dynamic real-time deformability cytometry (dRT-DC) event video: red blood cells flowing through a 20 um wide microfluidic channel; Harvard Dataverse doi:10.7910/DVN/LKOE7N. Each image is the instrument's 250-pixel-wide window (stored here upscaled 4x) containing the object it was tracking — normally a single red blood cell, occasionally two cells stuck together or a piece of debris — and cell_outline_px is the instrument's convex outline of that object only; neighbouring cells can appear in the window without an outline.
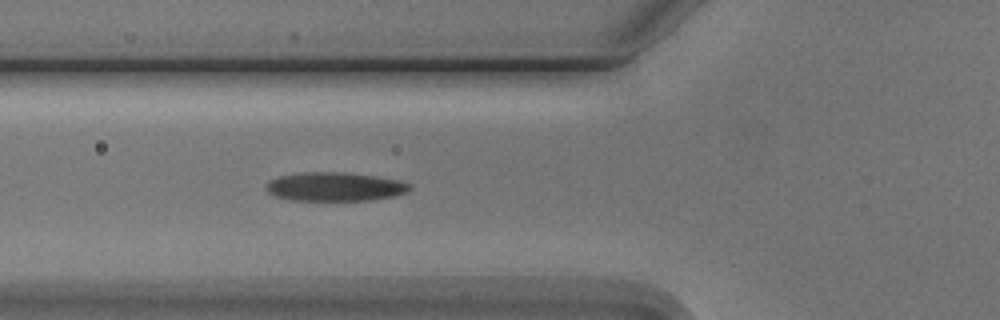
{"species": "Egyptian fruit bat (a non-hibernating species)", "species_latin": "Rousettus aegyptiacus", "temperature_condition": "cold", "stored_images_in_passage": 6, "segment_of_instrument_passage": [1, 2], "camera_frame_rate_fps": 3000, "um_per_image_px": 0.085, "animal": {"sex": "male"}, "frame": {"image": 1, "passage_image": 5, "time_ms": 4.667, "image_size_px": [1000, 320], "cell_outline_px": [[412, 188], [408, 192], [396, 196], [372, 200], [288, 200], [272, 196], [264, 188], [264, 184], [268, 180], [280, 176], [304, 172], [344, 172], [400, 180], [412, 184]], "centroid_in_image_um": [28.44, 15.87], "position_along_channel_um": 97.4, "area_um2": 24.45}}